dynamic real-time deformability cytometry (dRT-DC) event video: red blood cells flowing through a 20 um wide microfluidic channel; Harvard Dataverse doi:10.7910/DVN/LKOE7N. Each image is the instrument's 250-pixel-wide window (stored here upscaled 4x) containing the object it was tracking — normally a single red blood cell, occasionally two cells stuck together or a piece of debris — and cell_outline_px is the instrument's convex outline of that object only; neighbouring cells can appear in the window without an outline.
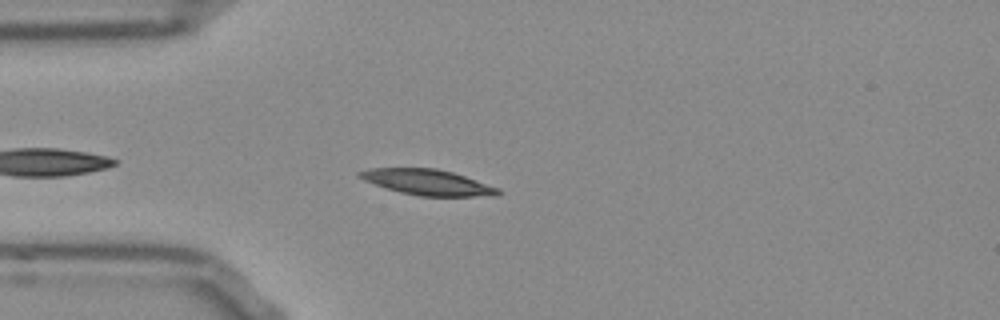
{"species": "Egyptian fruit bat (a non-hibernating species)", "species_latin": "Rousettus aegyptiacus", "temperature_condition": "room temperature", "stored_images_in_passage": 36, "camera_frame_rate_fps": 3000, "um_per_image_px": 0.085, "frame": {"image": 1, "passage_image": 4, "time_ms": 1.0, "image_size_px": [1000, 320], "cell_outline_px": [[504, 192], [496, 196], [420, 196], [400, 192], [364, 180], [356, 176], [356, 172], [372, 168], [436, 168], [452, 172], [500, 188]], "centroid_in_image_um": [36.38, 15.49], "position_along_channel_um": 48.6, "area_um2": 20.63}}
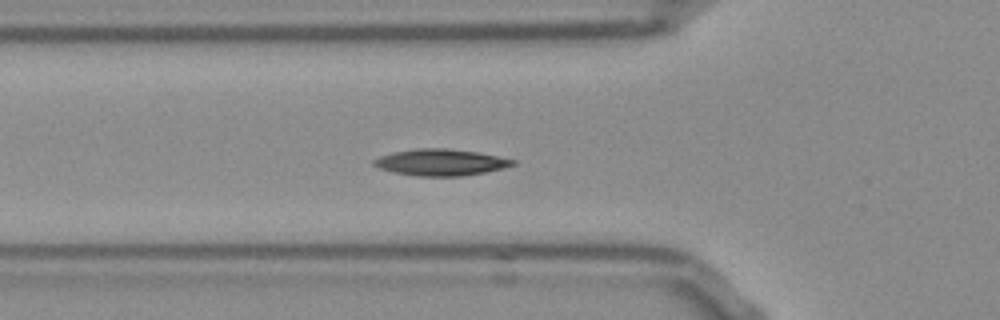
{"frame": {"image": 2, "passage_image": 8, "time_ms": 2.333, "image_size_px": [1000, 320], "cell_outline_px": [[516, 164], [504, 168], [464, 176], [416, 176], [392, 172], [380, 168], [372, 164], [372, 160], [380, 156], [392, 152], [416, 148], [448, 148], [476, 152], [516, 160]], "centroid_in_image_um": [37.43, 13.8], "position_along_channel_um": 88.4, "area_um2": 21.5}}
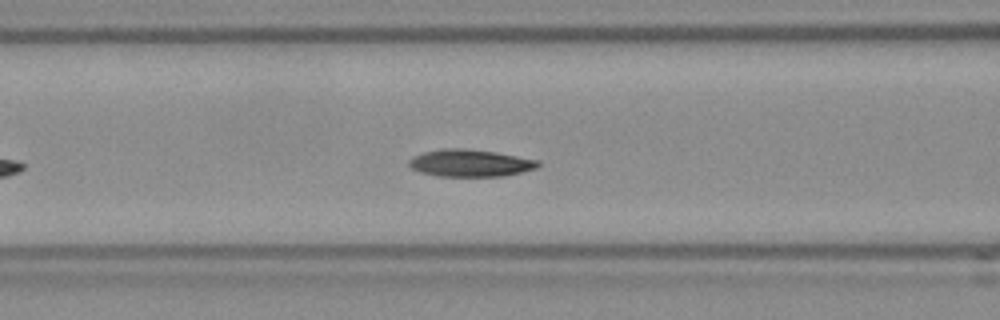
{"frame": {"image": 3, "passage_image": 11, "time_ms": 3.333, "image_size_px": [1000, 320], "cell_outline_px": [[540, 164], [536, 168], [504, 176], [436, 176], [420, 172], [412, 168], [408, 164], [408, 160], [412, 156], [424, 152], [444, 148], [460, 148], [496, 152], [540, 160]], "centroid_in_image_um": [39.95, 13.86], "position_along_channel_um": 126.6, "area_um2": 20.46}, "authors_computed_cell_mechanics": {"area_um2": 20.4901, "velocity_mm_per_s": 3.7633, "shape_relaxation_time_tau1_ms": 10.5521, "shape_relaxation_time_tau2_ms": 2.7287, "deformation_change_tau1": 0.2155, "deformation_change_tau2": 0.0767}}